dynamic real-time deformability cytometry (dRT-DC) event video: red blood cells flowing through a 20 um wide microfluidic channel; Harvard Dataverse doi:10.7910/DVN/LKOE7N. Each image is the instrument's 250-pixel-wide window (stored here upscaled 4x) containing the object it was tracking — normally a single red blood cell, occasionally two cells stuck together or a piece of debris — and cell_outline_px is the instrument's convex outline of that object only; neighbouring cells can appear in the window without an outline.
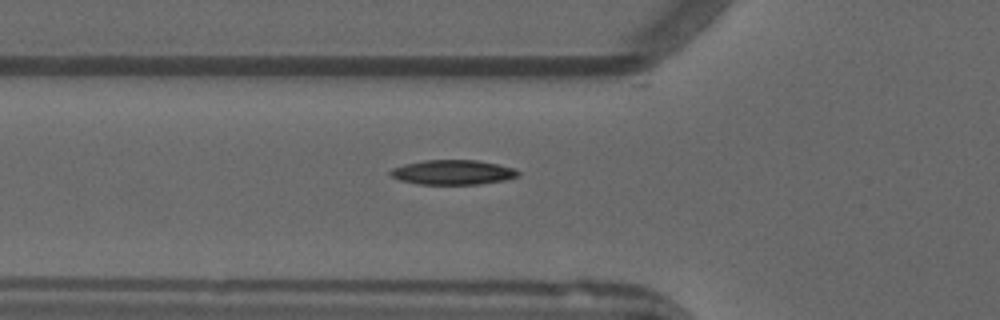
{"species": "common noctule bat (a hibernating species)", "species_latin": "Nyctalus noctula", "temperature_condition": "warm", "stored_images_in_passage": 37, "camera_frame_rate_fps": 3000, "um_per_image_px": 0.085, "animal": {"sex": "male", "forearm_length_mm": 52.5}, "frame": {"image": 1, "passage_image": 3, "time_ms": 0.667, "image_size_px": [1000, 320], "cell_outline_px": [[520, 176], [504, 180], [480, 184], [416, 184], [400, 180], [392, 176], [388, 172], [392, 168], [404, 164], [424, 160], [476, 160], [516, 168], [520, 172]], "centroid_in_image_um": [38.5, 14.64], "position_along_channel_um": 87.3, "area_um2": 18.44}}
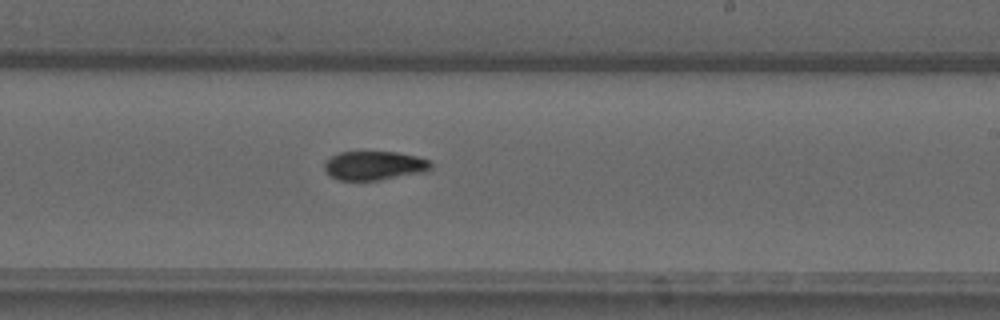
{"frame": {"image": 2, "passage_image": 16, "time_ms": 5.0, "image_size_px": [1000, 320], "cell_outline_px": [[432, 168], [424, 172], [376, 180], [340, 180], [328, 176], [324, 168], [324, 164], [332, 156], [340, 152], [396, 152], [416, 156], [428, 160], [432, 164]], "centroid_in_image_um": [31.8, 14.07], "position_along_channel_um": 257.2, "area_um2": 17.8}}
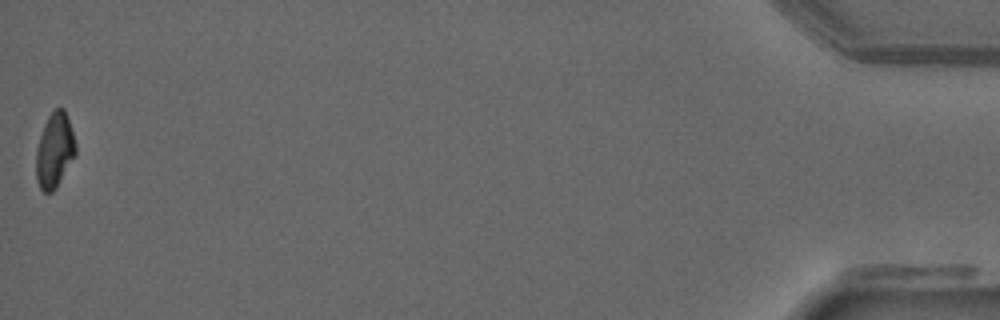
{"frame": {"image": 3, "passage_image": 37, "time_ms": 12.0, "image_size_px": [1000, 320], "cell_outline_px": [[76, 152], [56, 188], [52, 192], [44, 192], [40, 188], [36, 180], [36, 148], [44, 124], [48, 116], [56, 108], [64, 108], [76, 144]], "centroid_in_image_um": [4.62, 12.79], "position_along_channel_um": 430.6, "area_um2": 16.99}, "authors_computed_cell_mechanics": {"area_um2": 18.2648, "velocity_mm_per_s": 3.9227, "shape_relaxation_time_tau1_ms": 9.4975, "shape_relaxation_time_tau2_ms": 9.1337, "deformation_change_tau1": 0.2673, "deformation_change_tau2": 0.1444}}